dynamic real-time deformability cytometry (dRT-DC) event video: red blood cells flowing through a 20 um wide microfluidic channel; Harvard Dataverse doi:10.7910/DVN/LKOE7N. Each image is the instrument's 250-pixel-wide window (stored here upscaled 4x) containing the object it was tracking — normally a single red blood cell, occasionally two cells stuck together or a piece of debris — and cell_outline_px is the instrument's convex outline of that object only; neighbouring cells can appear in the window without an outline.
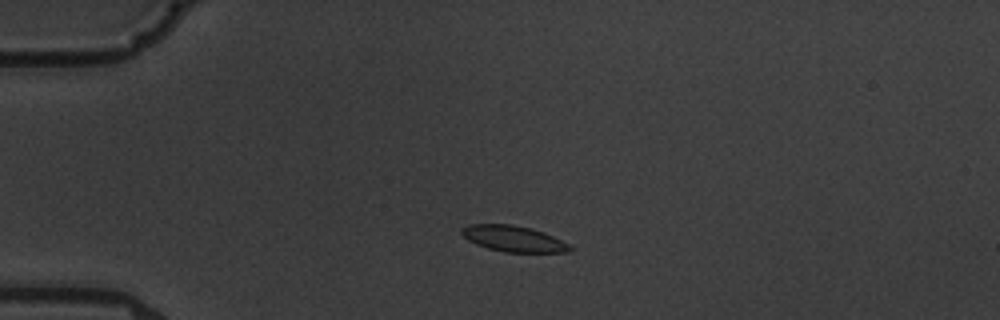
{"species": "common noctule bat (a hibernating species)", "species_latin": "Nyctalus noctula", "temperature_condition": "warm", "stored_images_in_passage": 14, "camera_frame_rate_fps": 3000, "um_per_image_px": 0.085, "animal": {"sex": "male", "body_mass_g": 19.5, "forearm_length_mm": 54.6}, "frame": {"image": 1, "passage_image": 3, "time_ms": 2.333, "image_size_px": [1000, 320], "cell_outline_px": [[572, 252], [504, 252], [488, 248], [476, 244], [468, 240], [460, 232], [468, 224], [512, 224], [544, 232], [568, 244], [572, 248]], "centroid_in_image_um": [43.64, 20.29], "position_along_channel_um": 41.4, "area_um2": 16.18}}
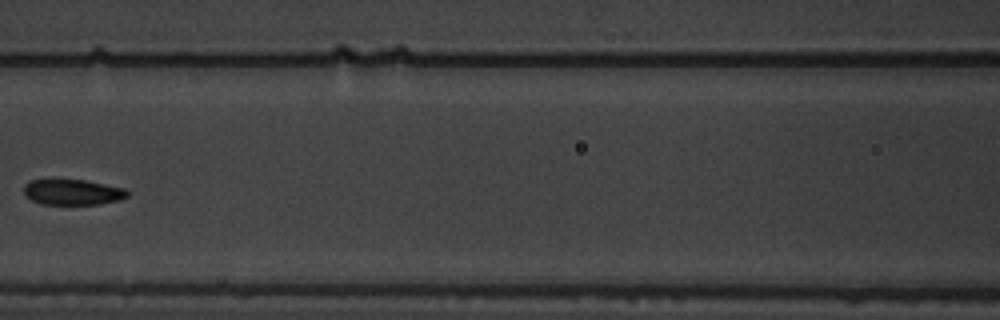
{"frame": {"image": 2, "passage_image": 6, "time_ms": 6.667, "image_size_px": [1000, 320], "cell_outline_px": [[128, 196], [116, 200], [100, 204], [40, 204], [24, 196], [24, 184], [32, 180], [56, 176], [84, 180], [124, 188], [128, 192]], "centroid_in_image_um": [6.07, 16.28], "position_along_channel_um": 160.5, "area_um2": 16.01}}
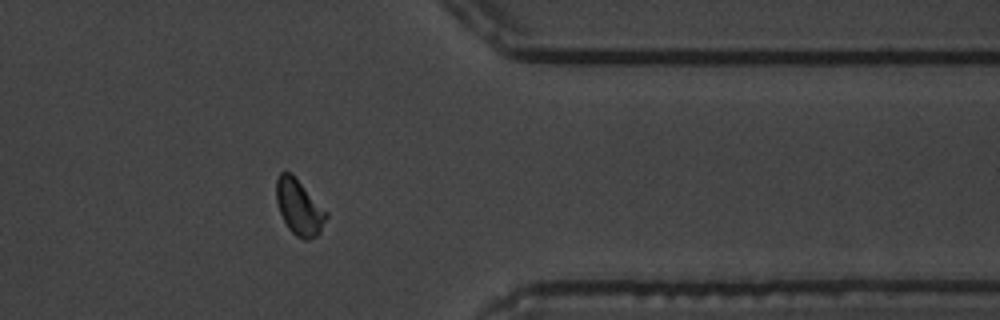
{"frame": {"image": 3, "passage_image": 12, "time_ms": 13.333, "image_size_px": [1000, 320], "cell_outline_px": [[328, 216], [320, 232], [316, 236], [308, 240], [304, 240], [296, 236], [288, 228], [280, 212], [276, 200], [276, 180], [280, 172], [292, 172], [328, 212]], "centroid_in_image_um": [25.44, 17.6], "position_along_channel_um": 386.0, "area_um2": 16.3}, "authors_computed_cell_mechanics": {"area_um2": 16.0684, "velocity_mm_per_s": 3.5413, "shape_relaxation_time_tau1_ms": 3.6402, "shape_relaxation_time_tau2_ms": 1.5617, "deformation_change_tau1": 0.0976, "deformation_change_tau2": 0.0547}}